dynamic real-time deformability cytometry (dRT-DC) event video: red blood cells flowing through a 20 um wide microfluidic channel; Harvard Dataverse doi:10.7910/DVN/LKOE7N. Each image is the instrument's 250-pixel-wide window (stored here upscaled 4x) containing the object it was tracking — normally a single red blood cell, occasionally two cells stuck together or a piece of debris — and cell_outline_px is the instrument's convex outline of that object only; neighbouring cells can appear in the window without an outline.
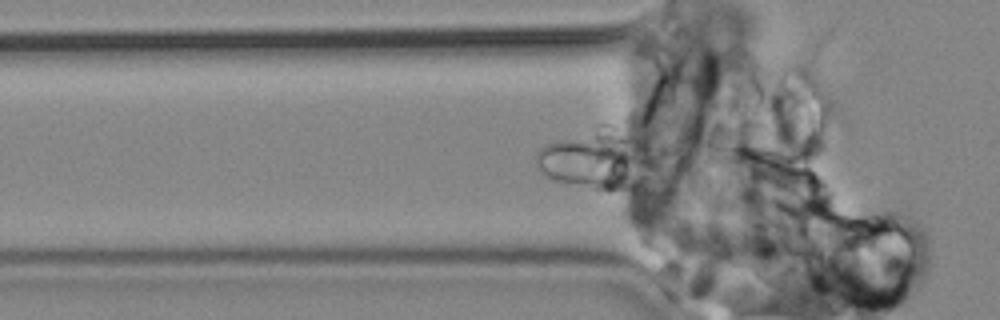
{"species": "common noctule bat (a hibernating species)", "species_latin": "Nyctalus noctula", "temperature_condition": "cold", "stored_images_in_passage": 21, "camera_frame_rate_fps": 3000, "um_per_image_px": 0.085, "animal": {"sex": "male", "body_mass_g": 19.2, "forearm_length_mm": 51.8}, "frame": {"image": 1, "passage_image": 3, "time_ms": 0.667, "image_size_px": [1000, 320], "cell_outline_px": [[664, 176], [656, 180], [632, 188], [616, 192], [564, 184], [552, 180], [544, 176], [540, 172], [536, 164], [536, 152], [544, 144], [556, 140], [580, 140], [624, 148], [652, 160], [656, 164]], "centroid_in_image_um": [50.59, 14.08], "position_along_channel_um": 75.2, "area_um2": 34.16}}
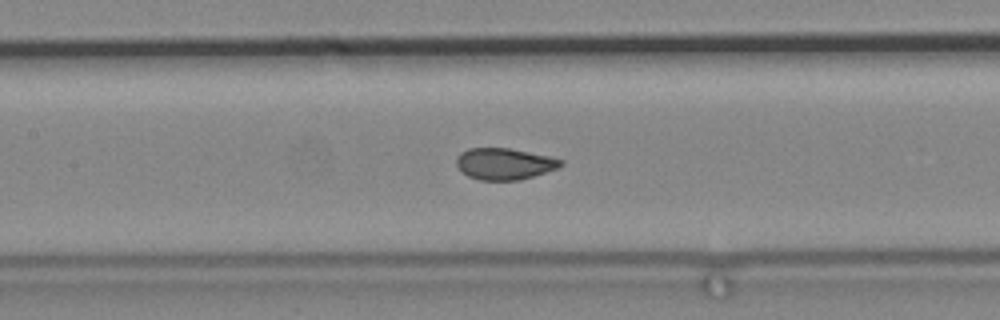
{"frame": {"image": 2, "passage_image": 12, "time_ms": 3.667, "image_size_px": [1000, 320], "cell_outline_px": [[564, 164], [556, 168], [532, 176], [516, 180], [480, 180], [468, 176], [456, 164], [456, 156], [460, 152], [468, 148], [508, 148], [548, 156], [564, 160]], "centroid_in_image_um": [42.84, 13.91], "position_along_channel_um": 164.6, "area_um2": 18.9}}
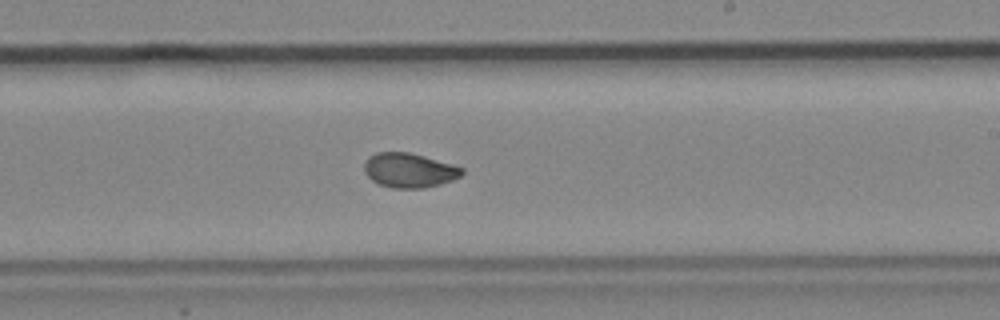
{"frame": {"image": 3, "passage_image": 21, "time_ms": 6.667, "image_size_px": [1000, 320], "cell_outline_px": [[464, 172], [460, 176], [452, 180], [440, 184], [424, 188], [392, 188], [380, 184], [372, 180], [364, 172], [364, 164], [368, 156], [376, 152], [408, 152], [424, 156], [452, 164], [464, 168]], "centroid_in_image_um": [34.77, 14.47], "position_along_channel_um": 254.2, "area_um2": 19.65}}